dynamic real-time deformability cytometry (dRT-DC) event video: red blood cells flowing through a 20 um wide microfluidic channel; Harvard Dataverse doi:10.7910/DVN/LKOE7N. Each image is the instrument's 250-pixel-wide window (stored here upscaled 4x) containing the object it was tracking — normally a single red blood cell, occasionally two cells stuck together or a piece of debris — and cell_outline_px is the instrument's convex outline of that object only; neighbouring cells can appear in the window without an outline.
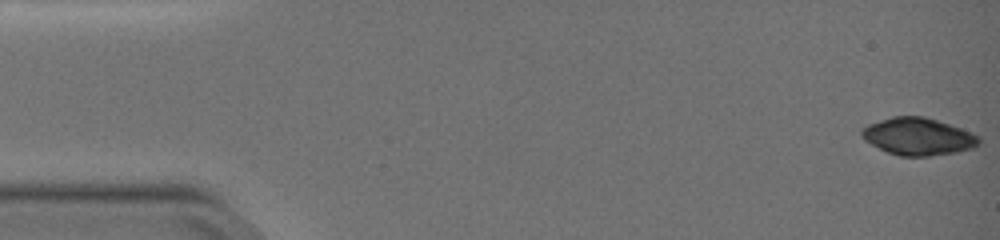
{"species": "common noctule bat (a hibernating species)", "species_latin": "Nyctalus noctula", "temperature_condition": "warm", "stored_images_in_passage": 51, "camera_frame_rate_fps": 3000, "um_per_image_px": 0.085, "animal": {"sex": "female", "body_mass_g": 19.0, "forearm_length_mm": 51.5}, "frame": {"image": 1, "passage_image": 1, "time_ms": 0.0, "image_size_px": [1000, 240], "cell_outline_px": [[980, 144], [976, 148], [956, 152], [928, 156], [900, 156], [888, 152], [864, 140], [860, 136], [860, 132], [868, 124], [892, 116], [924, 116], [960, 128], [980, 136]], "centroid_in_image_um": [78.05, 11.61], "position_along_channel_um": 6.9, "area_um2": 25.43}}
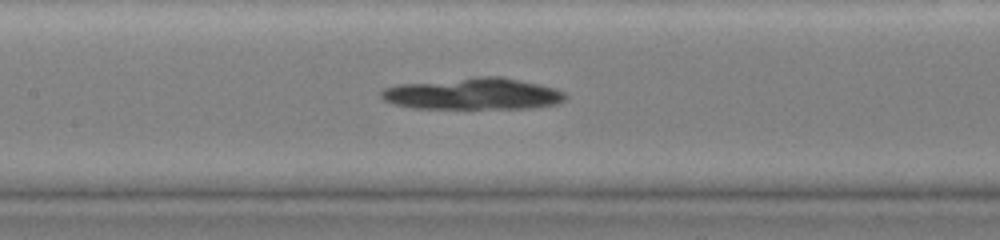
{"frame": {"image": 2, "passage_image": 25, "time_ms": 8.0, "image_size_px": [1000, 240], "cell_outline_px": [[568, 96], [564, 100], [556, 104], [536, 108], [412, 108], [396, 104], [384, 100], [380, 96], [380, 88], [396, 84], [472, 76], [504, 76], [540, 84], [556, 88], [564, 92]], "centroid_in_image_um": [40.2, 7.95], "position_along_channel_um": 167.2, "area_um2": 34.62}}
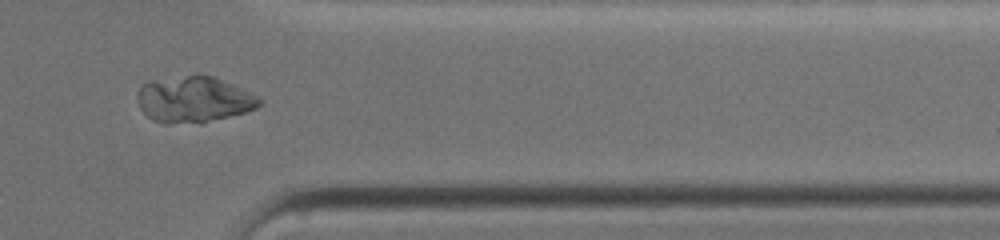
{"frame": {"image": 3, "passage_image": 43, "time_ms": 14.0, "image_size_px": [1000, 240], "cell_outline_px": [[264, 100], [256, 108], [244, 112], [200, 124], [164, 124], [152, 120], [140, 108], [136, 100], [136, 96], [140, 84], [148, 80], [196, 72], [200, 72], [212, 76], [232, 84], [260, 96]], "centroid_in_image_um": [16.43, 8.43], "position_along_channel_um": 395.0, "area_um2": 33.99}}